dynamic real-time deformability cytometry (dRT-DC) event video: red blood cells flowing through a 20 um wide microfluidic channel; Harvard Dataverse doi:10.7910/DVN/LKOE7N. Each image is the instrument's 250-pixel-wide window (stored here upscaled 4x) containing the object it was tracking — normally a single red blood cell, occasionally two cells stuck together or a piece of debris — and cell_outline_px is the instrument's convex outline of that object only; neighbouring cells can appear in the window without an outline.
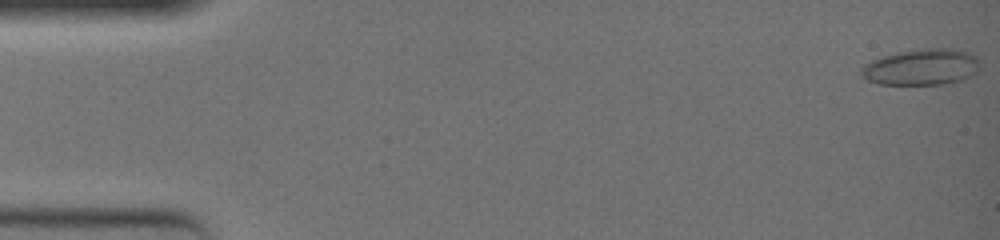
{"species": "common noctule bat (a hibernating species)", "species_latin": "Nyctalus noctula", "temperature_condition": "warm", "stored_images_in_passage": 50, "camera_frame_rate_fps": 3000, "um_per_image_px": 0.085, "animal": {"sex": "female", "body_mass_g": 19.0, "forearm_length_mm": 51.5}, "frame": {"image": 1, "passage_image": 1, "time_ms": 0.0, "image_size_px": [1000, 240], "cell_outline_px": [[980, 68], [972, 76], [964, 80], [944, 84], [880, 84], [868, 80], [860, 76], [860, 68], [864, 64], [872, 60], [884, 56], [900, 52], [924, 48], [952, 48], [968, 52], [976, 56], [980, 60]], "centroid_in_image_um": [78.37, 5.7], "position_along_channel_um": 6.6, "area_um2": 25.26}}
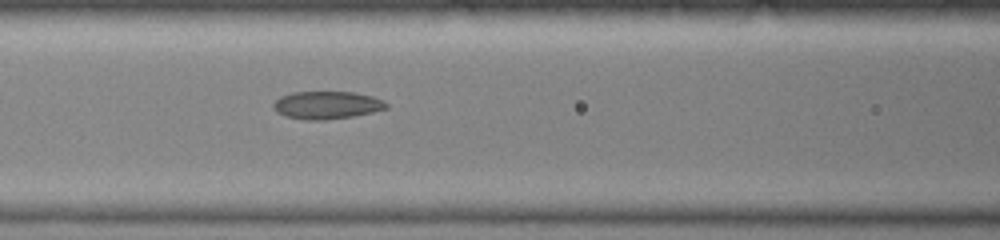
{"frame": {"image": 2, "passage_image": 23, "time_ms": 7.333, "image_size_px": [1000, 240], "cell_outline_px": [[388, 108], [372, 112], [352, 116], [324, 120], [308, 120], [284, 116], [276, 112], [272, 108], [272, 104], [280, 96], [292, 92], [356, 92], [372, 96], [384, 100], [388, 104]], "centroid_in_image_um": [27.76, 8.93], "position_along_channel_um": 138.8, "area_um2": 18.38}}
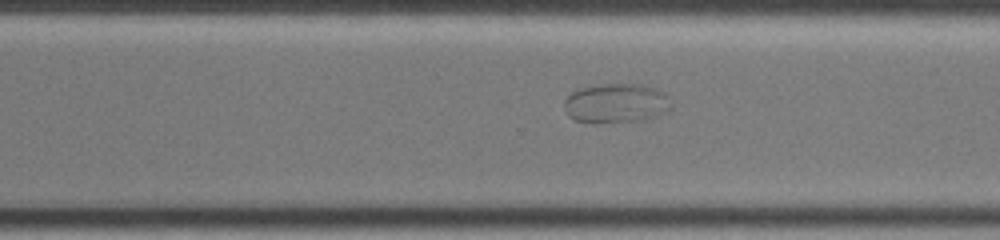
{"frame": {"image": 3, "passage_image": 37, "time_ms": 12.0, "image_size_px": [1000, 240], "cell_outline_px": [[672, 108], [668, 112], [644, 120], [596, 124], [592, 124], [576, 120], [568, 116], [564, 108], [564, 100], [572, 92], [580, 88], [600, 84], [644, 84], [656, 88], [664, 92], [668, 96], [672, 104]], "centroid_in_image_um": [52.39, 8.79], "position_along_channel_um": 318.2, "area_um2": 25.2}}